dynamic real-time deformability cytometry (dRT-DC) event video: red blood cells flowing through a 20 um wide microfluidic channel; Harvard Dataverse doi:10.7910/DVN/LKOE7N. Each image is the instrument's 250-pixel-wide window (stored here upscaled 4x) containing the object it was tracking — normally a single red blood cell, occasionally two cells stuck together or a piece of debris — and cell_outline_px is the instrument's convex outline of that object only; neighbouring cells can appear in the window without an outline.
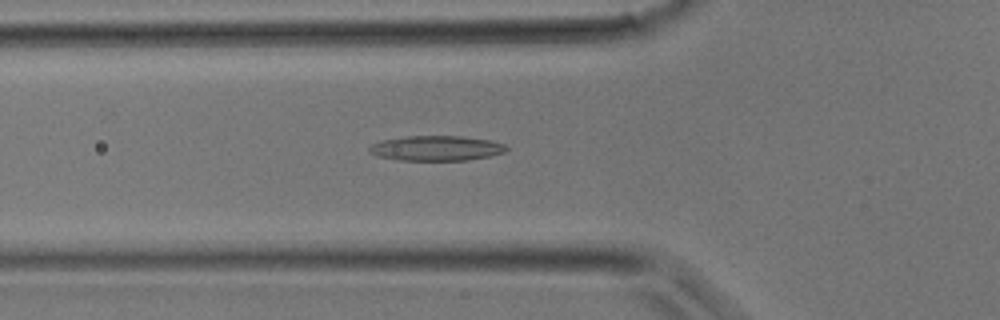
{"species": "common noctule bat (a hibernating species)", "species_latin": "Nyctalus noctula", "temperature_condition": "room temperature", "stored_images_in_passage": 34, "camera_frame_rate_fps": 3000, "um_per_image_px": 0.085, "animal": {"sex": "male", "body_mass_g": 17.9}, "frame": {"image": 1, "passage_image": 11, "time_ms": 3.333, "image_size_px": [1000, 320], "cell_outline_px": [[508, 148], [504, 152], [488, 156], [468, 160], [396, 160], [376, 156], [368, 152], [368, 148], [372, 144], [380, 140], [404, 136], [460, 136], [492, 140], [504, 144]], "centroid_in_image_um": [37.03, 12.59], "position_along_channel_um": 88.8, "area_um2": 20.11}}
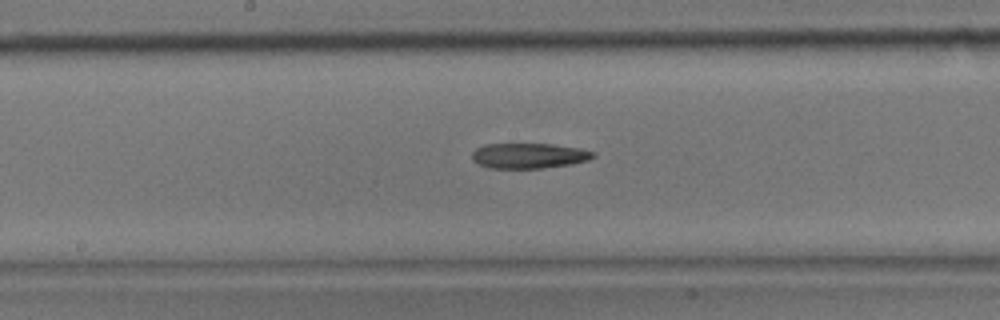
{"frame": {"image": 2, "passage_image": 17, "time_ms": 5.333, "image_size_px": [1000, 320], "cell_outline_px": [[596, 156], [588, 160], [572, 164], [540, 168], [488, 168], [472, 160], [472, 152], [476, 148], [484, 144], [552, 144], [580, 148], [596, 152]], "centroid_in_image_um": [44.97, 13.23], "position_along_channel_um": 203.2, "area_um2": 17.92}}
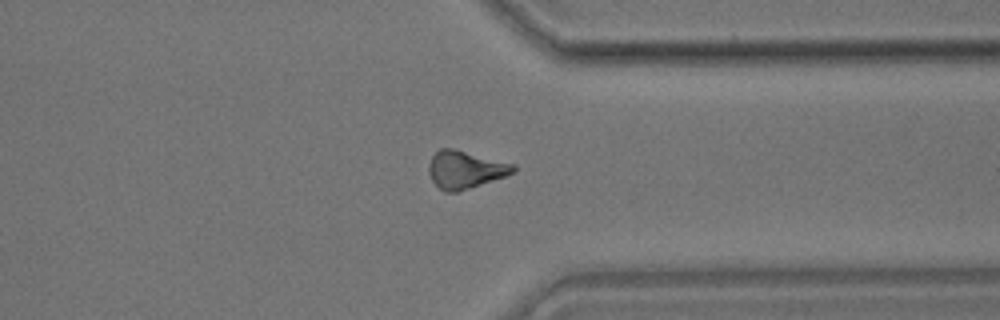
{"frame": {"image": 3, "passage_image": 26, "time_ms": 8.333, "image_size_px": [1000, 320], "cell_outline_px": [[516, 168], [512, 172], [504, 176], [456, 192], [444, 192], [432, 180], [428, 172], [428, 168], [432, 156], [440, 148], [452, 148], [516, 164]], "centroid_in_image_um": [39.52, 14.4], "position_along_channel_um": 371.9, "area_um2": 18.21}}